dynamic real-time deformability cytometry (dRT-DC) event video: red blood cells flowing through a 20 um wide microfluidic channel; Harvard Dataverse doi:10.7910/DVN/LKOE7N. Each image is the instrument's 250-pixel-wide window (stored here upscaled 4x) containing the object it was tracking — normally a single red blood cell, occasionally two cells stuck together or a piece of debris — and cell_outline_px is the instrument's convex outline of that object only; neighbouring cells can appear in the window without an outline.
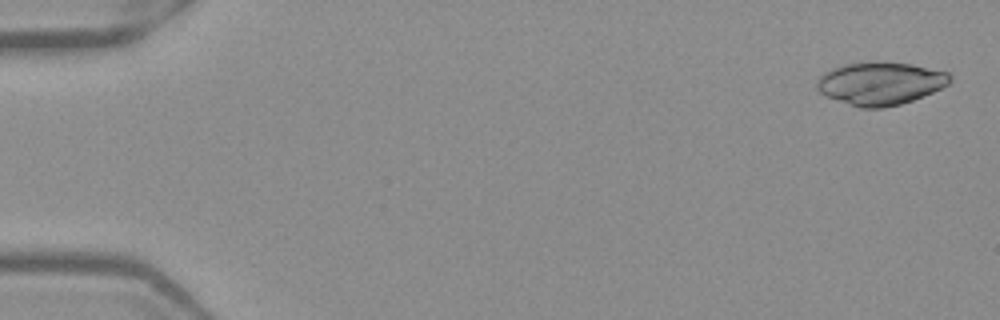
{"species": "Egyptian fruit bat (a non-hibernating species)", "species_latin": "Rousettus aegyptiacus", "temperature_condition": "warm", "stored_images_in_passage": 52, "camera_frame_rate_fps": 3000, "um_per_image_px": 0.085, "frame": {"image": 1, "passage_image": 2, "time_ms": 0.333, "image_size_px": [1000, 320], "cell_outline_px": [[952, 80], [948, 84], [932, 92], [912, 100], [900, 104], [884, 108], [860, 108], [824, 96], [816, 88], [816, 80], [824, 72], [832, 68], [844, 64], [876, 60], [880, 60], [912, 64], [948, 72], [952, 76]], "centroid_in_image_um": [74.8, 7.07], "position_along_channel_um": 10.2, "area_um2": 33.7}}